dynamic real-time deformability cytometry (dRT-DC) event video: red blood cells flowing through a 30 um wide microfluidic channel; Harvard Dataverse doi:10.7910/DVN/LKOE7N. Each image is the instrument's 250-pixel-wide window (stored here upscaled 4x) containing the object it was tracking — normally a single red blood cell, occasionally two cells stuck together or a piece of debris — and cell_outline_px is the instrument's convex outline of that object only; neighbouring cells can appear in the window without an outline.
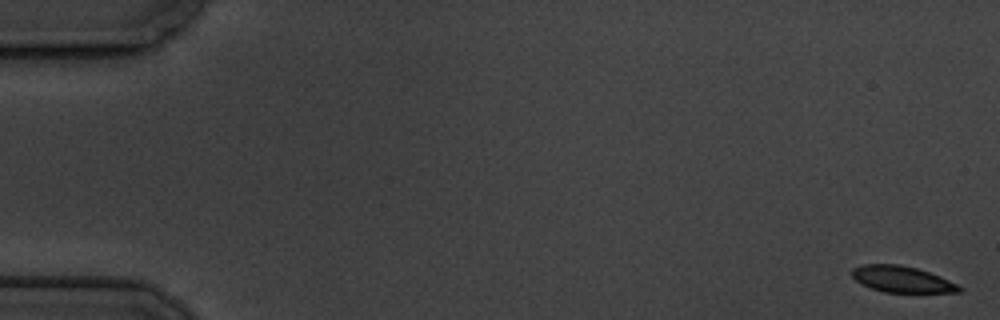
{"species": "common noctule bat (a hibernating species)", "species_latin": "Nyctalus noctula", "temperature_condition": "cold", "stored_images_in_passage": 6, "camera_frame_rate_fps": 3000, "um_per_image_px": 0.085, "animal": {"sex": "male", "body_mass_g": 19.5, "forearm_length_mm": 54.6}, "frame": {"image": 1, "passage_image": 1, "time_ms": 0.0, "image_size_px": [1000, 320], "cell_outline_px": [[964, 288], [960, 292], [884, 292], [860, 284], [852, 276], [852, 268], [864, 264], [900, 264], [916, 268], [940, 276]], "centroid_in_image_um": [76.64, 23.73], "position_along_channel_um": 8.4, "area_um2": 16.3}}
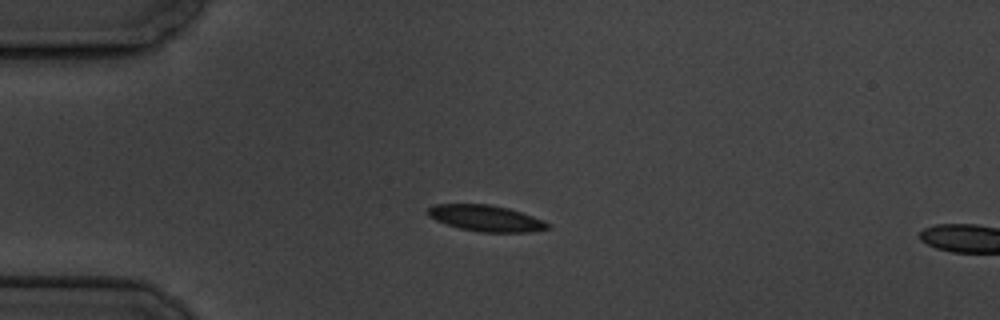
{"frame": {"image": 2, "passage_image": 5, "time_ms": 4.667, "image_size_px": [1000, 320], "cell_outline_px": [[552, 228], [532, 232], [480, 232], [460, 228], [436, 220], [428, 216], [424, 212], [428, 208], [436, 204], [488, 204], [508, 208], [544, 220], [552, 224]], "centroid_in_image_um": [41.33, 18.55], "position_along_channel_um": 43.7, "area_um2": 18.38}}